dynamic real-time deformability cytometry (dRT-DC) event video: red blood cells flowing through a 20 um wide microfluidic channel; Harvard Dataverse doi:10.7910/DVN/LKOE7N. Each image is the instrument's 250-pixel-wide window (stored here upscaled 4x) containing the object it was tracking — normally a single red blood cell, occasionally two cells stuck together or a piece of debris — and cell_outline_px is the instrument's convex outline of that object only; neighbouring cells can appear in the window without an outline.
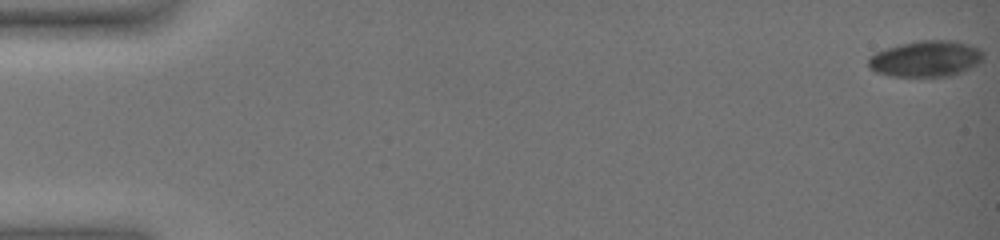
{"species": "common noctule bat (a hibernating species)", "species_latin": "Nyctalus noctula", "temperature_condition": "warm", "stored_images_in_passage": 60, "camera_frame_rate_fps": 3000, "um_per_image_px": 0.085, "animal": {"sex": "female", "body_mass_g": 19.0, "forearm_length_mm": 51.5}, "frame": {"image": 1, "passage_image": 1, "time_ms": 0.0, "image_size_px": [1000, 240], "cell_outline_px": [[984, 56], [976, 64], [960, 72], [948, 76], [892, 76], [876, 72], [868, 68], [868, 56], [884, 48], [900, 44], [920, 40], [952, 40], [968, 44], [980, 48], [984, 52]], "centroid_in_image_um": [78.65, 4.98], "position_along_channel_um": 6.3, "area_um2": 24.16}}
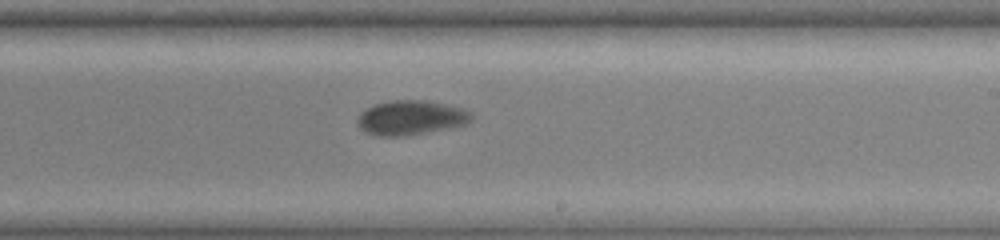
{"frame": {"image": 2, "passage_image": 39, "time_ms": 12.667, "image_size_px": [1000, 240], "cell_outline_px": [[472, 120], [468, 124], [452, 128], [404, 136], [376, 136], [364, 132], [356, 124], [356, 120], [360, 112], [372, 104], [392, 100], [428, 100], [464, 108], [472, 112]], "centroid_in_image_um": [34.92, 10.0], "position_along_channel_um": 254.1, "area_um2": 23.52}}
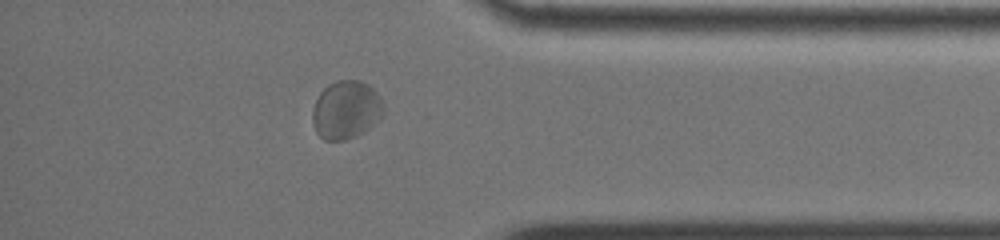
{"frame": {"image": 3, "passage_image": 53, "time_ms": 17.333, "image_size_px": [1000, 240], "cell_outline_px": [[384, 116], [380, 120], [364, 132], [356, 136], [344, 140], [324, 140], [316, 132], [312, 120], [312, 112], [316, 100], [320, 92], [328, 84], [336, 80], [360, 80], [368, 84], [380, 96], [384, 104]], "centroid_in_image_um": [29.44, 9.33], "position_along_channel_um": 405.8, "area_um2": 24.45}, "authors_computed_cell_mechanics": {"area_um2": 24.3049, "velocity_mm_per_s": 3.3468, "shape_relaxation_time_tau1_ms": 8.729, "shape_relaxation_time_tau2_ms": null, "deformation_change_tau1": 0.1168, "deformation_change_tau2": null}}